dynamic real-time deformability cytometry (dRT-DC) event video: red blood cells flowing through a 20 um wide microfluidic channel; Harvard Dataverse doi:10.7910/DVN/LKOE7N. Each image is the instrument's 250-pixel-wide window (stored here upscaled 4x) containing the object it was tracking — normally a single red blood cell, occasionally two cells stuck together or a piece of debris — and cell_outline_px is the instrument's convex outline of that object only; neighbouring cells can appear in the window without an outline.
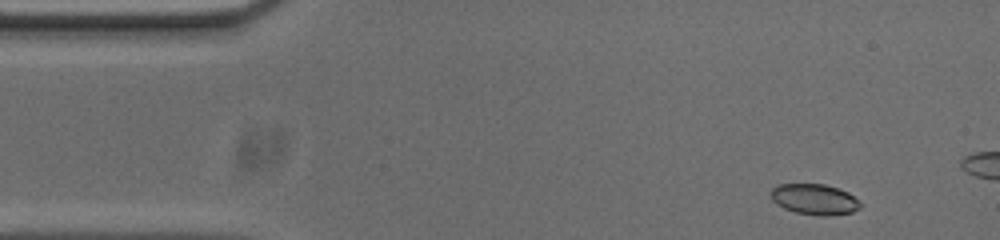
{"species": "common noctule bat (a hibernating species)", "species_latin": "Nyctalus noctula", "temperature_condition": "cold", "stored_images_in_passage": 11, "camera_frame_rate_fps": 3000, "um_per_image_px": 0.085, "animal": {"sex": "male", "body_mass_g": 20.0, "forearm_length_mm": 53.3}, "frame": {"image": 1, "passage_image": 2, "time_ms": 0.333, "image_size_px": [1000, 240], "cell_outline_px": [[860, 208], [852, 212], [828, 216], [820, 216], [796, 212], [784, 208], [776, 204], [772, 200], [772, 188], [776, 184], [824, 184], [848, 192], [860, 204]], "centroid_in_image_um": [69.2, 16.94], "position_along_channel_um": 15.8, "area_um2": 15.84}}